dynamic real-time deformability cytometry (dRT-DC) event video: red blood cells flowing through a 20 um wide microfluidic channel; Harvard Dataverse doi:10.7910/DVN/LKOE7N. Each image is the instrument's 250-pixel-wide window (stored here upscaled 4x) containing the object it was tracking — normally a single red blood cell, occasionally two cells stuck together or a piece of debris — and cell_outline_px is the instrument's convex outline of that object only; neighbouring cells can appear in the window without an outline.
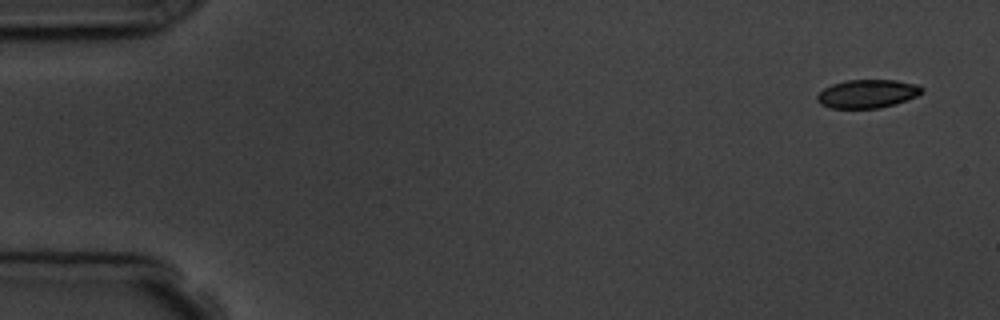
{"species": "common noctule bat (a hibernating species)", "species_latin": "Nyctalus noctula", "temperature_condition": "room temperature", "stored_images_in_passage": 5, "camera_frame_rate_fps": 3000, "um_per_image_px": 0.085, "animal": {"sex": "male", "body_mass_g": 19.5, "forearm_length_mm": 54.6}, "frame": {"image": 1, "passage_image": 1, "time_ms": 0.0, "image_size_px": [1000, 320], "cell_outline_px": [[924, 92], [916, 96], [896, 104], [880, 108], [832, 108], [820, 104], [816, 100], [816, 96], [824, 88], [832, 84], [848, 80], [896, 80], [920, 84], [924, 88]], "centroid_in_image_um": [73.76, 7.96], "position_along_channel_um": 11.2, "area_um2": 17.51}}
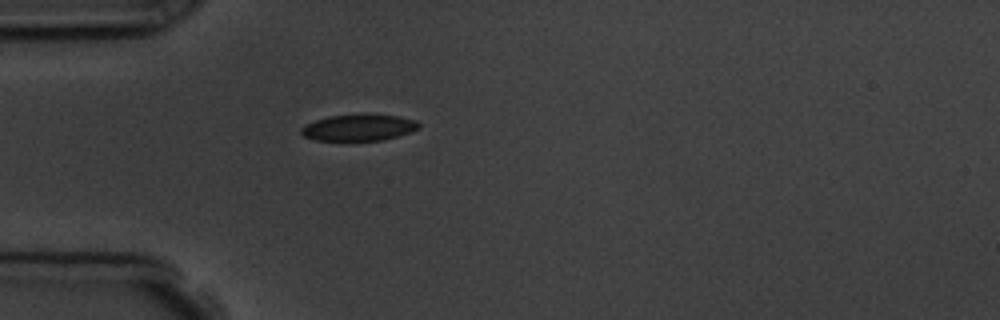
{"frame": {"image": 2, "passage_image": 5, "time_ms": 4.333, "image_size_px": [1000, 320], "cell_outline_px": [[420, 128], [384, 140], [348, 144], [316, 140], [304, 136], [300, 132], [300, 128], [304, 124], [328, 116], [364, 112], [372, 112], [400, 116], [416, 120], [420, 124]], "centroid_in_image_um": [30.46, 10.85], "position_along_channel_um": 54.5, "area_um2": 19.65}}